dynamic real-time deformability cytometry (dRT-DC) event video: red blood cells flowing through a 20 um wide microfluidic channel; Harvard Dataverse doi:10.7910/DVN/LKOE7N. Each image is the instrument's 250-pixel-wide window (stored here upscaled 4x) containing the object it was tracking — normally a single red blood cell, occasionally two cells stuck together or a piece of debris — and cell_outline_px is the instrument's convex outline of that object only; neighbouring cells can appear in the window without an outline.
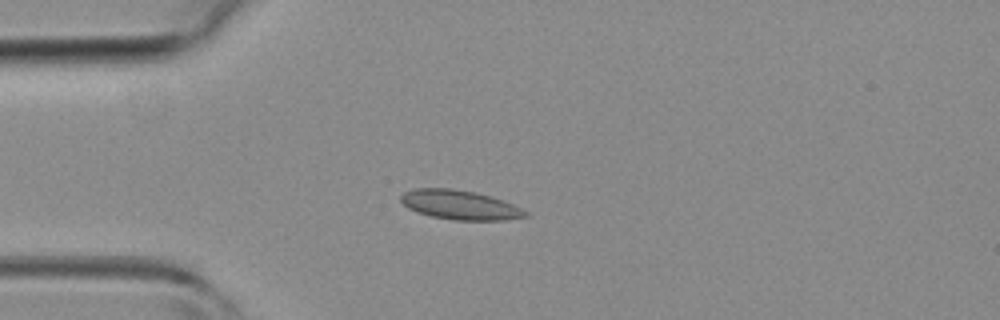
{"species": "common noctule bat (a hibernating species)", "species_latin": "Nyctalus noctula", "temperature_condition": "room temperature", "stored_images_in_passage": 4, "camera_frame_rate_fps": 3000, "um_per_image_px": 0.085, "animal": {"sex": "female", "body_mass_g": 19.3, "forearm_length_mm": 54.1}, "frame": {"image": 1, "passage_image": 3, "time_ms": 3.333, "image_size_px": [1000, 320], "cell_outline_px": [[528, 216], [504, 220], [452, 220], [432, 216], [416, 212], [408, 208], [400, 200], [400, 196], [404, 192], [412, 188], [452, 188], [476, 192], [492, 196], [504, 200], [528, 212]], "centroid_in_image_um": [39.07, 17.41], "position_along_channel_um": 45.9, "area_um2": 21.44}}